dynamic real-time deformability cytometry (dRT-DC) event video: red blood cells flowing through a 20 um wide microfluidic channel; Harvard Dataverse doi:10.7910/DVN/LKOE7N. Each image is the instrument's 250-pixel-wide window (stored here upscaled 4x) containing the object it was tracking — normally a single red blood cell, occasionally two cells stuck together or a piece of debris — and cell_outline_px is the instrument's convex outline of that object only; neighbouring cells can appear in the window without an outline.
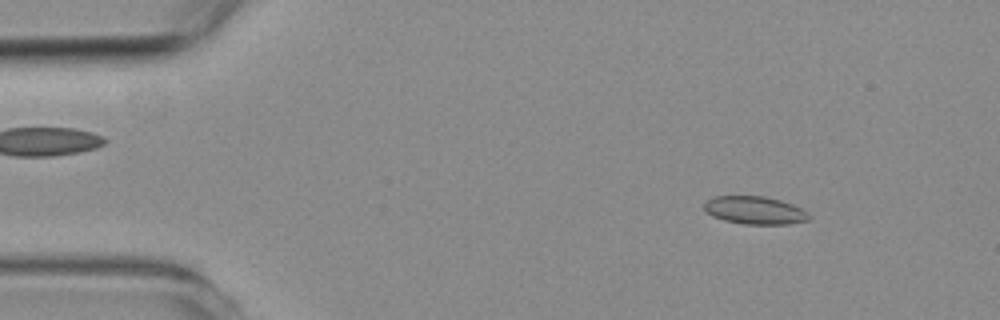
{"species": "common noctule bat (a hibernating species)", "species_latin": "Nyctalus noctula", "temperature_condition": "room temperature", "stored_images_in_passage": 3, "camera_frame_rate_fps": 3000, "um_per_image_px": 0.085, "animal": {"sex": "female", "body_mass_g": 19.3, "forearm_length_mm": 54.1}, "frame": {"image": 1, "passage_image": 1, "time_ms": 0.0, "image_size_px": [1000, 320], "cell_outline_px": [[812, 216], [808, 220], [788, 224], [744, 224], [724, 220], [712, 216], [704, 208], [704, 204], [712, 196], [764, 196], [780, 200], [792, 204], [808, 212]], "centroid_in_image_um": [64.17, 17.87], "position_along_channel_um": 20.8, "area_um2": 16.99}}
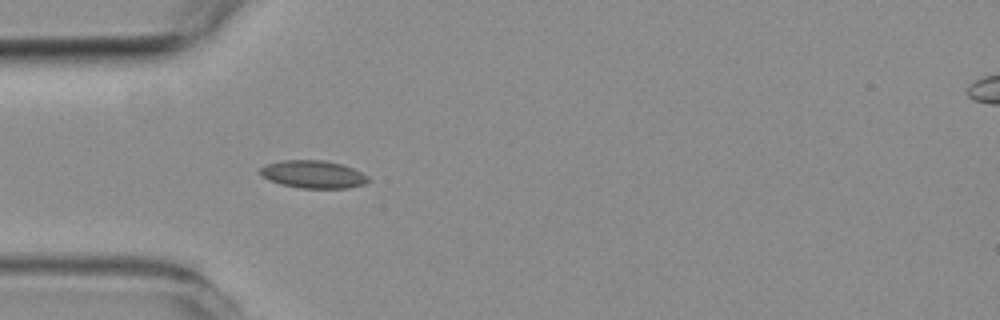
{"frame": {"image": 2, "passage_image": 3, "time_ms": 3.0, "image_size_px": [1000, 320], "cell_outline_px": [[368, 180], [364, 184], [348, 188], [300, 188], [280, 184], [264, 176], [260, 172], [260, 168], [264, 164], [280, 160], [324, 160], [344, 164], [368, 176]], "centroid_in_image_um": [26.62, 14.8], "position_along_channel_um": 58.4, "area_um2": 17.4}}